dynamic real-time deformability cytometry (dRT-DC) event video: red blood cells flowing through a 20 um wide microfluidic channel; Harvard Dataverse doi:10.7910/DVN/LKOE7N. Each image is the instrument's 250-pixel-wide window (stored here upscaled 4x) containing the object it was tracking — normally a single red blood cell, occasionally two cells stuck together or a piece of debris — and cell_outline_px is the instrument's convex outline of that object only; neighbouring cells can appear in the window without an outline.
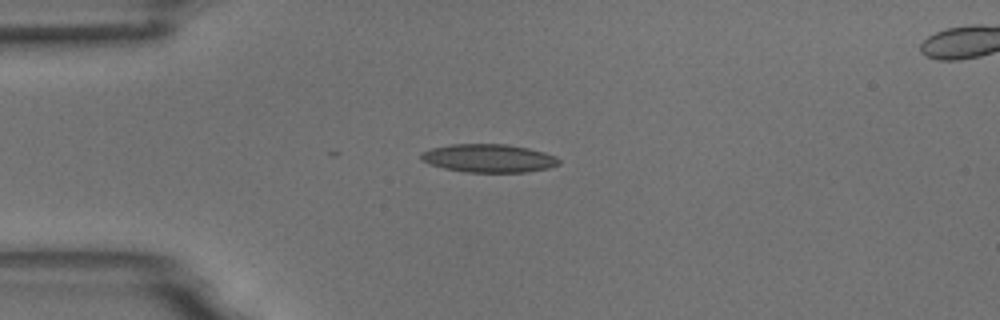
{"species": "common noctule bat (a hibernating species)", "species_latin": "Nyctalus noctula", "temperature_condition": "room temperature", "stored_images_in_passage": 5, "camera_frame_rate_fps": 3000, "um_per_image_px": 0.085, "animal": {"sex": "male", "body_mass_g": 18.8}, "frame": {"image": 1, "passage_image": 1, "time_ms": 0.0, "image_size_px": [1000, 320], "cell_outline_px": [[560, 164], [548, 168], [524, 172], [468, 172], [444, 168], [428, 164], [420, 160], [420, 152], [432, 148], [452, 144], [504, 144], [528, 148], [544, 152], [556, 156], [560, 160]], "centroid_in_image_um": [41.52, 13.45], "position_along_channel_um": 43.5, "area_um2": 22.72}}